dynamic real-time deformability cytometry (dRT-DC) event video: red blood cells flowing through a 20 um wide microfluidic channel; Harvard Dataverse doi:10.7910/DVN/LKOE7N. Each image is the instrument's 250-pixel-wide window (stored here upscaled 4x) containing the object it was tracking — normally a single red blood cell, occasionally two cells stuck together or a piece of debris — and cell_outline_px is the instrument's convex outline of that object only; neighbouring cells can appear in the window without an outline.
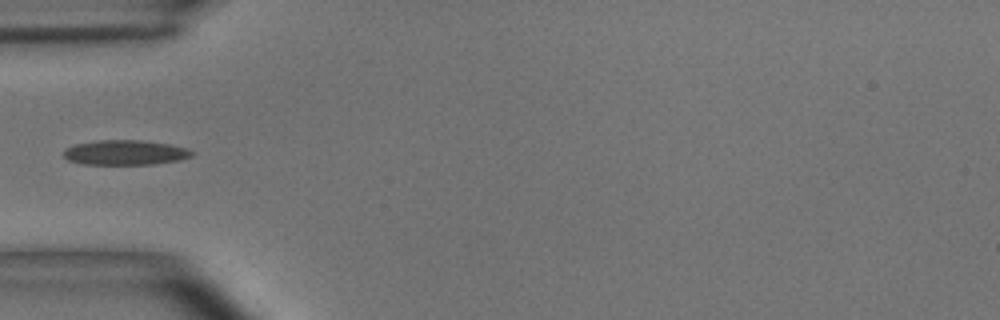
{"species": "common noctule bat (a hibernating species)", "species_latin": "Nyctalus noctula", "temperature_condition": "room temperature", "stored_images_in_passage": 4, "camera_frame_rate_fps": 3000, "um_per_image_px": 0.085, "animal": {"sex": "male", "body_mass_g": 15.6}, "frame": {"image": 1, "passage_image": 1, "time_ms": 0.0, "image_size_px": [1000, 320], "cell_outline_px": [[196, 152], [192, 156], [180, 160], [152, 164], [80, 164], [68, 160], [64, 156], [64, 148], [76, 144], [96, 140], [140, 140], [168, 144], [188, 148]], "centroid_in_image_um": [10.65, 12.96], "position_along_channel_um": 74.4, "area_um2": 18.67}}
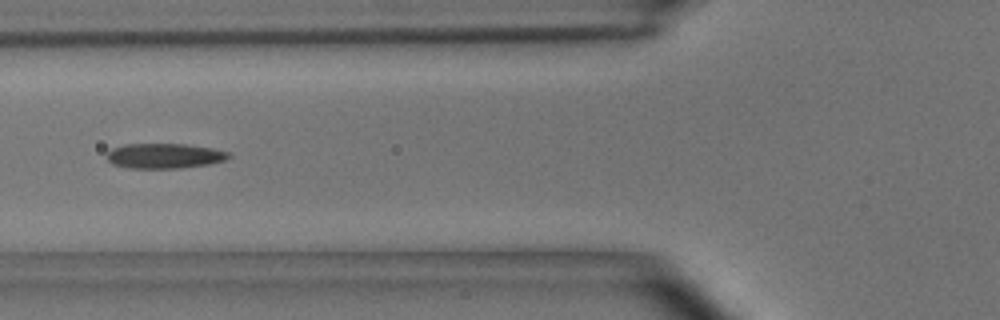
{"frame": {"image": 2, "passage_image": 2, "time_ms": 0.333, "image_size_px": [1000, 320], "cell_outline_px": [[232, 156], [224, 160], [208, 164], [180, 168], [128, 168], [112, 164], [108, 160], [108, 152], [112, 148], [124, 144], [184, 144], [212, 148], [228, 152]], "centroid_in_image_um": [13.96, 13.25], "position_along_channel_um": 111.8, "area_um2": 17.69}}